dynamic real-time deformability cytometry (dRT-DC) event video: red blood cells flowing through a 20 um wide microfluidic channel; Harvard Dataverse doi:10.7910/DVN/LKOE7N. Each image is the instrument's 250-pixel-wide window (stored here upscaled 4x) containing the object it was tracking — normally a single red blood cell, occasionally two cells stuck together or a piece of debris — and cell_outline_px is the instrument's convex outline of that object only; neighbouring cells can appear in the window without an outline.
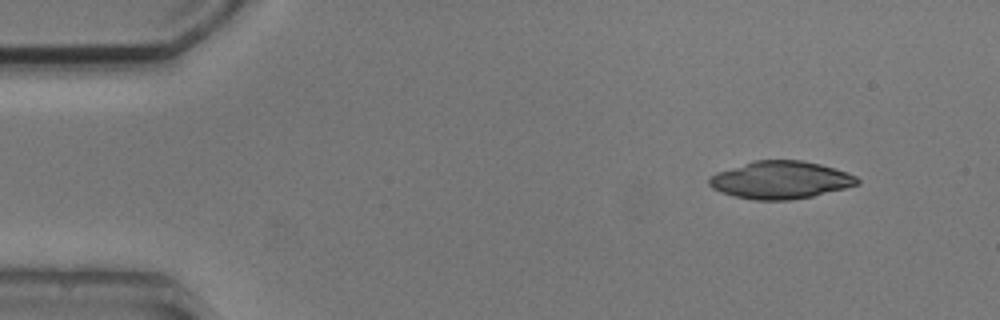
{"species": "common noctule bat (a hibernating species)", "species_latin": "Nyctalus noctula", "temperature_condition": "cold", "stored_images_in_passage": 4, "camera_frame_rate_fps": 3000, "um_per_image_px": 0.085, "animal": {"sex": "male", "body_mass_g": 20.5, "forearm_length_mm": 52.5}, "frame": {"image": 1, "passage_image": 1, "time_ms": 0.0, "image_size_px": [1000, 320], "cell_outline_px": [[860, 184], [812, 196], [788, 200], [756, 200], [736, 196], [720, 192], [712, 188], [708, 184], [708, 176], [716, 172], [756, 160], [800, 160], [820, 164], [856, 176], [860, 180]], "centroid_in_image_um": [66.31, 15.3], "position_along_channel_um": 18.7, "area_um2": 32.19}}